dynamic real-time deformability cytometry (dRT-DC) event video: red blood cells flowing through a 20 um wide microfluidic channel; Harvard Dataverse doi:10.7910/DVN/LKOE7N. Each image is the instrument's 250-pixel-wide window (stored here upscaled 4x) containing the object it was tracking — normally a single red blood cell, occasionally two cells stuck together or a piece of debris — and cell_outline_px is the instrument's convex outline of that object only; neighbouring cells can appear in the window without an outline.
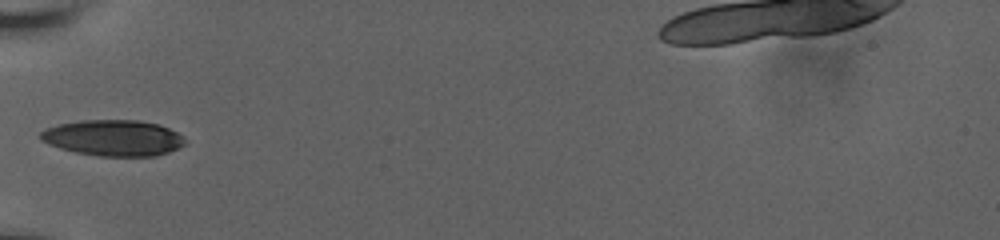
{"species": "human", "species_latin": "Homo sapiens", "temperature_condition": "room temperature", "stored_images_in_passage": 37, "camera_frame_rate_fps": 3000, "um_per_image_px": 0.085, "donor": {"sex": "male"}, "frame": {"image": 1, "passage_image": 1, "time_ms": 0.0, "image_size_px": [1000, 240], "cell_outline_px": [[184, 144], [180, 148], [156, 156], [100, 156], [76, 152], [60, 148], [48, 144], [40, 140], [40, 132], [44, 128], [56, 124], [80, 120], [140, 120], [160, 124], [184, 136]], "centroid_in_image_um": [9.61, 11.71], "position_along_channel_um": 75.4, "area_um2": 30.58}}
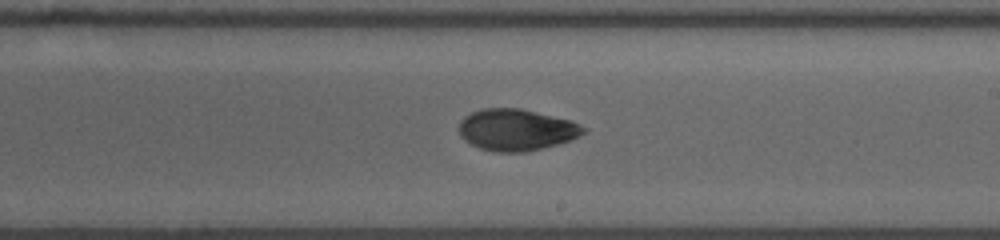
{"frame": {"image": 2, "passage_image": 15, "time_ms": 4.667, "image_size_px": [1000, 240], "cell_outline_px": [[588, 132], [580, 136], [556, 144], [524, 152], [496, 152], [480, 148], [464, 140], [460, 136], [456, 128], [460, 120], [464, 116], [480, 108], [520, 108], [572, 120], [588, 128]], "centroid_in_image_um": [43.87, 11.02], "position_along_channel_um": 245.1, "area_um2": 30.46}}
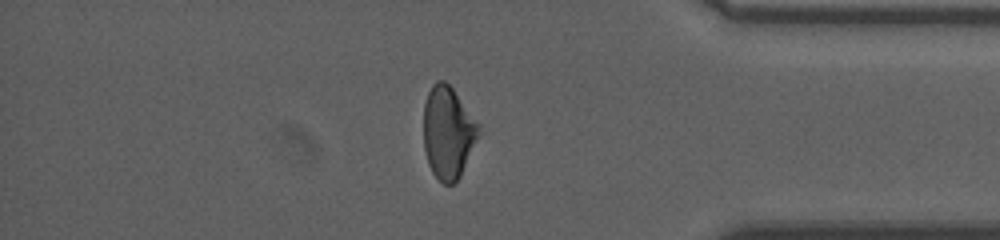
{"frame": {"image": 3, "passage_image": 29, "time_ms": 9.333, "image_size_px": [1000, 240], "cell_outline_px": [[480, 132], [460, 176], [452, 184], [444, 184], [432, 172], [428, 164], [424, 148], [424, 104], [428, 92], [432, 84], [436, 80], [444, 80], [452, 88], [480, 124]], "centroid_in_image_um": [38.07, 11.24], "position_along_channel_um": 397.1, "area_um2": 29.42}, "authors_computed_cell_mechanics": {"area_um2": 30.2294, "velocity_mm_per_s": 3.6589, "shape_relaxation_time_tau1_ms": 5.2397, "shape_relaxation_time_tau2_ms": 4.2744, "deformation_change_tau1": 0.1494, "deformation_change_tau2": 0.0809}}